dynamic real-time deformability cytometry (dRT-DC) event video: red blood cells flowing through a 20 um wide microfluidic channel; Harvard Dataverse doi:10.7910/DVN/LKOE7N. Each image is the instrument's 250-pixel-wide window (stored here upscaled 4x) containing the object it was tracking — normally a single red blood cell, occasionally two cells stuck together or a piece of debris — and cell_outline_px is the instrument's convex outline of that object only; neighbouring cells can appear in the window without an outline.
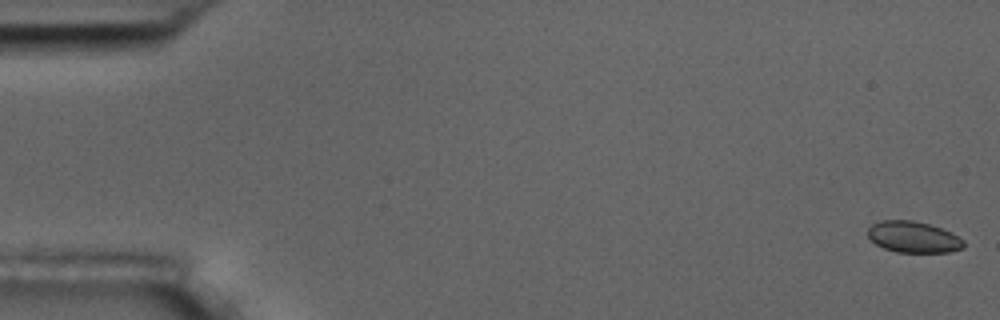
{"species": "common noctule bat (a hibernating species)", "species_latin": "Nyctalus noctula", "temperature_condition": "room temperature", "stored_images_in_passage": 5, "camera_frame_rate_fps": 3000, "um_per_image_px": 0.085, "animal": {"sex": "male", "body_mass_g": 17.5, "forearm_length_mm": 52.3}, "frame": {"image": 1, "passage_image": 1, "time_ms": 0.0, "image_size_px": [1000, 320], "cell_outline_px": [[964, 248], [948, 252], [896, 252], [884, 248], [876, 244], [868, 236], [868, 228], [872, 224], [880, 220], [912, 220], [928, 224], [952, 232], [964, 240]], "centroid_in_image_um": [77.64, 20.14], "position_along_channel_um": 7.4, "area_um2": 17.46}}
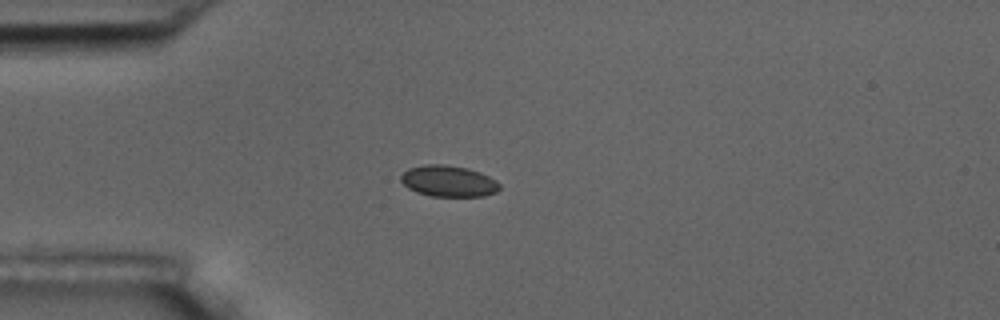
{"frame": {"image": 2, "passage_image": 5, "time_ms": 4.667, "image_size_px": [1000, 320], "cell_outline_px": [[500, 188], [496, 192], [484, 196], [432, 196], [416, 192], [408, 188], [400, 180], [400, 176], [408, 168], [424, 164], [444, 164], [468, 168], [480, 172], [496, 180], [500, 184]], "centroid_in_image_um": [38.11, 15.39], "position_along_channel_um": 46.9, "area_um2": 18.03}}